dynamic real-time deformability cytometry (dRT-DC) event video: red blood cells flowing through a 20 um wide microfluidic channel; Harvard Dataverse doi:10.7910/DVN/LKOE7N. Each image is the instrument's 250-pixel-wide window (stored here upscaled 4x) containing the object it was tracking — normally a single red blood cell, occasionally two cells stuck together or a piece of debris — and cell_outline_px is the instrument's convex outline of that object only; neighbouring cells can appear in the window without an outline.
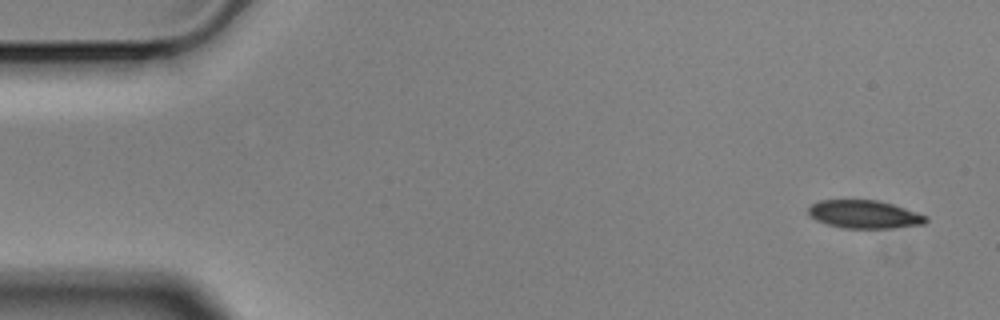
{"species": "Egyptian fruit bat (a non-hibernating species)", "species_latin": "Rousettus aegyptiacus", "temperature_condition": "cold", "stored_images_in_passage": 55, "camera_frame_rate_fps": 3000, "um_per_image_px": 0.085, "animal": {"sex": "male"}, "frame": {"image": 1, "passage_image": 1, "time_ms": 0.0, "image_size_px": [1000, 320], "cell_outline_px": [[928, 220], [924, 224], [892, 228], [844, 228], [828, 224], [816, 220], [808, 216], [808, 208], [812, 204], [820, 200], [876, 200], [892, 204], [904, 208], [924, 216]], "centroid_in_image_um": [73.41, 18.22], "position_along_channel_um": 11.6, "area_um2": 19.02}}
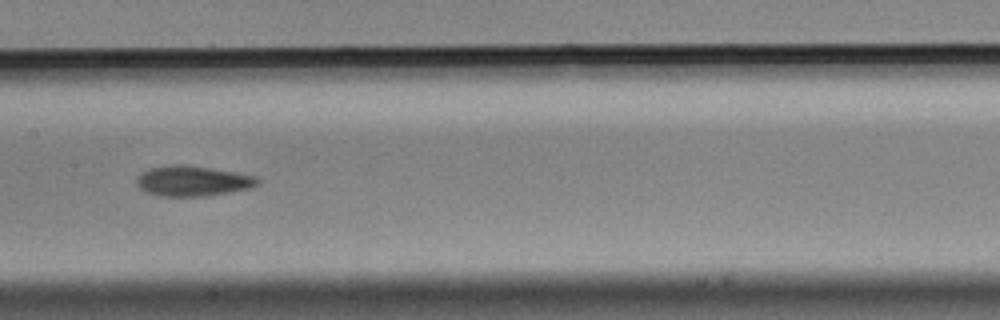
{"frame": {"image": 2, "passage_image": 26, "time_ms": 8.333, "image_size_px": [1000, 320], "cell_outline_px": [[260, 184], [248, 188], [232, 192], [204, 196], [160, 196], [144, 192], [136, 184], [136, 180], [144, 172], [152, 168], [172, 164], [180, 164], [208, 168], [256, 176], [260, 180]], "centroid_in_image_um": [16.38, 15.4], "position_along_channel_um": 191.0, "area_um2": 21.1}}
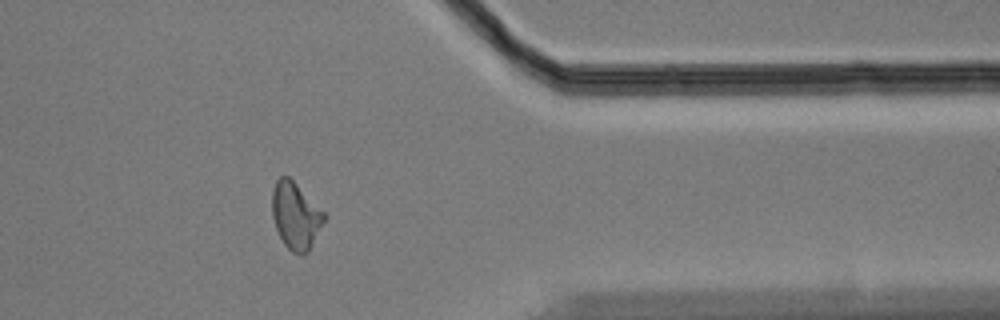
{"frame": {"image": 3, "passage_image": 44, "time_ms": 14.333, "image_size_px": [1000, 320], "cell_outline_px": [[328, 216], [308, 252], [292, 252], [284, 244], [276, 228], [272, 216], [272, 188], [276, 180], [280, 176], [288, 176]], "centroid_in_image_um": [25.13, 18.32], "position_along_channel_um": 386.3, "area_um2": 20.06}, "authors_computed_cell_mechanics": {"area_um2": 20.4034, "velocity_mm_per_s": 3.5143, "shape_relaxation_time_tau1_ms": 8.3542, "shape_relaxation_time_tau2_ms": 2.7255, "deformation_change_tau1": 0.1777, "deformation_change_tau2": 0.0963}}